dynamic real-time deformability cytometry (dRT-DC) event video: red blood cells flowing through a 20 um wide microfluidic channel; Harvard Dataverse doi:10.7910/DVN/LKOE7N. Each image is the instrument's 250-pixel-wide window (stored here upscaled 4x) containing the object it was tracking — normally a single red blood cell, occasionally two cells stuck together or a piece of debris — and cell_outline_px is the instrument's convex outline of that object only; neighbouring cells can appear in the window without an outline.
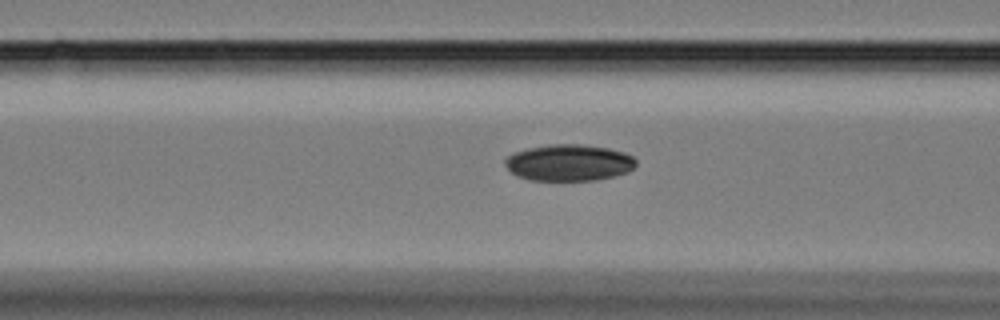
{"species": "Egyptian fruit bat (a non-hibernating species)", "species_latin": "Rousettus aegyptiacus", "temperature_condition": "cold", "stored_images_in_passage": 41, "camera_frame_rate_fps": 3000, "um_per_image_px": 0.085, "animal": {"sex": "female"}, "frame": {"image": 1, "passage_image": 15, "time_ms": 4.667, "image_size_px": [1000, 320], "cell_outline_px": [[636, 164], [628, 172], [616, 176], [596, 180], [528, 180], [512, 172], [504, 164], [504, 160], [508, 156], [516, 152], [528, 148], [548, 144], [584, 144], [608, 148], [624, 152], [632, 156], [636, 160]], "centroid_in_image_um": [48.38, 13.82], "position_along_channel_um": 118.2, "area_um2": 27.86}}
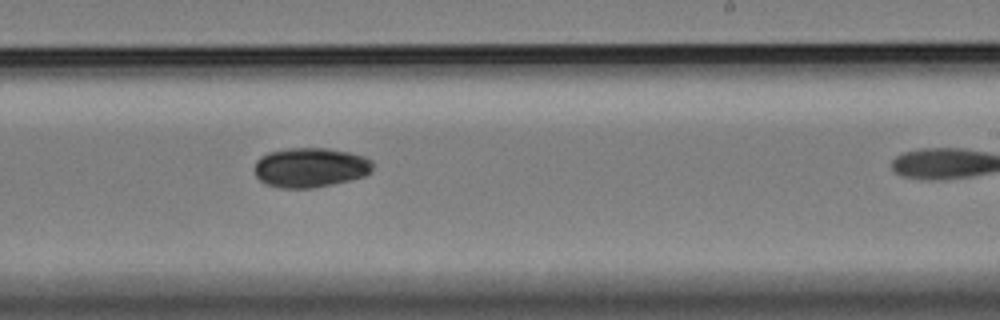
{"frame": {"image": 2, "passage_image": 28, "time_ms": 9.0, "image_size_px": [1000, 320], "cell_outline_px": [[372, 172], [364, 176], [332, 184], [312, 188], [280, 188], [264, 184], [256, 176], [256, 160], [260, 156], [268, 152], [288, 148], [328, 148], [348, 152], [364, 156], [372, 160]], "centroid_in_image_um": [26.37, 14.23], "position_along_channel_um": 262.6, "area_um2": 27.4}}
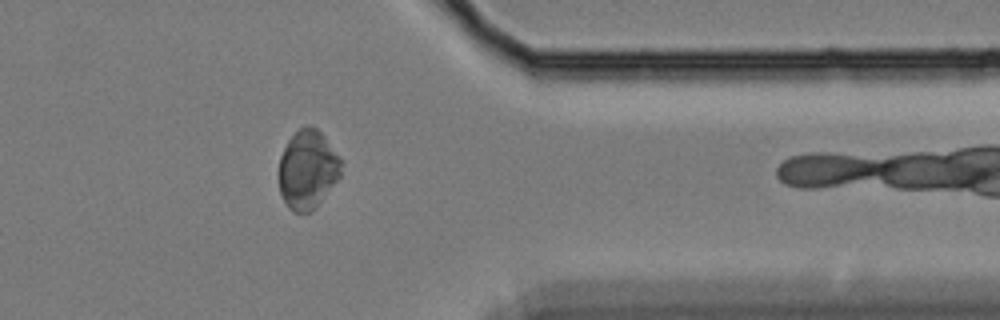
{"frame": {"image": 3, "passage_image": 40, "time_ms": 13.0, "image_size_px": [1000, 320], "cell_outline_px": [[344, 164], [340, 176], [316, 204], [308, 212], [292, 212], [288, 208], [280, 192], [276, 176], [280, 156], [288, 140], [300, 128], [316, 128], [324, 136]], "centroid_in_image_um": [26.1, 14.41], "position_along_channel_um": 385.3, "area_um2": 28.26}}